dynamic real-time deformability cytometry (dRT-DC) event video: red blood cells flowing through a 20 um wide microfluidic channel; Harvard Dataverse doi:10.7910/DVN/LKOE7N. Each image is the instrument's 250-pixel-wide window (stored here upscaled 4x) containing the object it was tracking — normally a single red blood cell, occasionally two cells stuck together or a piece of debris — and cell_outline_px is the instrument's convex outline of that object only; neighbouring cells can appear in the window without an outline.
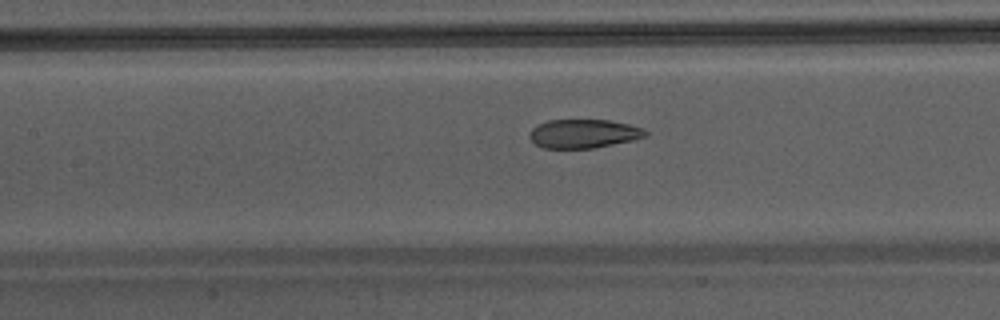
{"species": "Egyptian fruit bat (a non-hibernating species)", "species_latin": "Rousettus aegyptiacus", "temperature_condition": "warm", "stored_images_in_passage": 37, "camera_frame_rate_fps": 3000, "um_per_image_px": 0.085, "animal": {"sex": "male"}, "frame": {"image": 1, "passage_image": 16, "time_ms": 5.0, "image_size_px": [1000, 320], "cell_outline_px": [[648, 132], [644, 136], [632, 140], [592, 148], [544, 148], [536, 144], [528, 136], [532, 128], [536, 124], [548, 120], [608, 120], [628, 124], [640, 128]], "centroid_in_image_um": [49.54, 11.35], "position_along_channel_um": 157.9, "area_um2": 19.19}}